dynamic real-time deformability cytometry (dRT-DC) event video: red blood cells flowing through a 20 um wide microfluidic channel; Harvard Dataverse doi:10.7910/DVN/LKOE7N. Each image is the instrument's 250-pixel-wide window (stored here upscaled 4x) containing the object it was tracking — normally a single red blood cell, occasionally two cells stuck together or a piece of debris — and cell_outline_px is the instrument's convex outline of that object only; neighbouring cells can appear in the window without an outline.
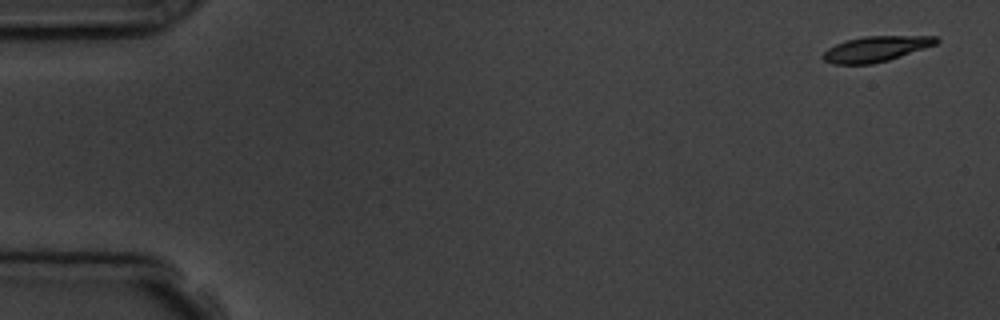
{"species": "common noctule bat (a hibernating species)", "species_latin": "Nyctalus noctula", "temperature_condition": "room temperature", "stored_images_in_passage": 6, "segment_of_instrument_passage": [1, 2], "camera_frame_rate_fps": 3000, "um_per_image_px": 0.085, "animal": {"sex": "male", "body_mass_g": 19.5, "forearm_length_mm": 54.6}, "frame": {"image": 1, "passage_image": 1, "time_ms": 0.0, "image_size_px": [1000, 320], "cell_outline_px": [[940, 40], [936, 44], [888, 60], [872, 64], [836, 64], [824, 60], [820, 56], [828, 48], [836, 44], [848, 40], [864, 36], [936, 36]], "centroid_in_image_um": [74.44, 4.15], "position_along_channel_um": 10.6, "area_um2": 16.59}}
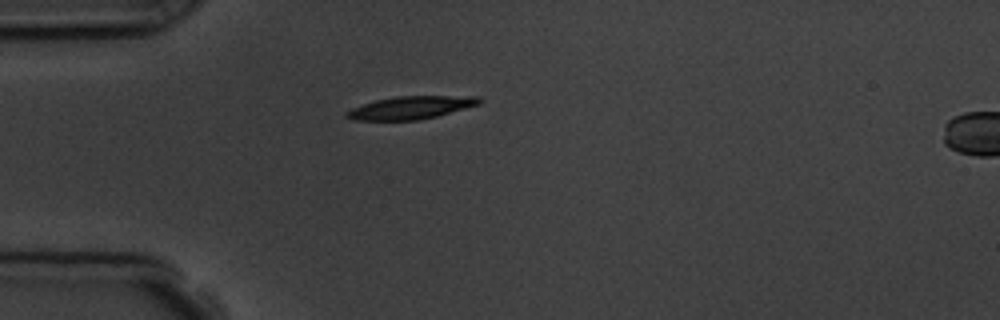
{"frame": {"image": 2, "passage_image": 5, "time_ms": 4.333, "image_size_px": [1000, 320], "cell_outline_px": [[484, 100], [480, 104], [436, 116], [420, 120], [352, 120], [344, 116], [344, 112], [352, 108], [376, 100], [396, 96], [480, 96]], "centroid_in_image_um": [34.93, 9.15], "position_along_channel_um": 50.1, "area_um2": 17.69}}